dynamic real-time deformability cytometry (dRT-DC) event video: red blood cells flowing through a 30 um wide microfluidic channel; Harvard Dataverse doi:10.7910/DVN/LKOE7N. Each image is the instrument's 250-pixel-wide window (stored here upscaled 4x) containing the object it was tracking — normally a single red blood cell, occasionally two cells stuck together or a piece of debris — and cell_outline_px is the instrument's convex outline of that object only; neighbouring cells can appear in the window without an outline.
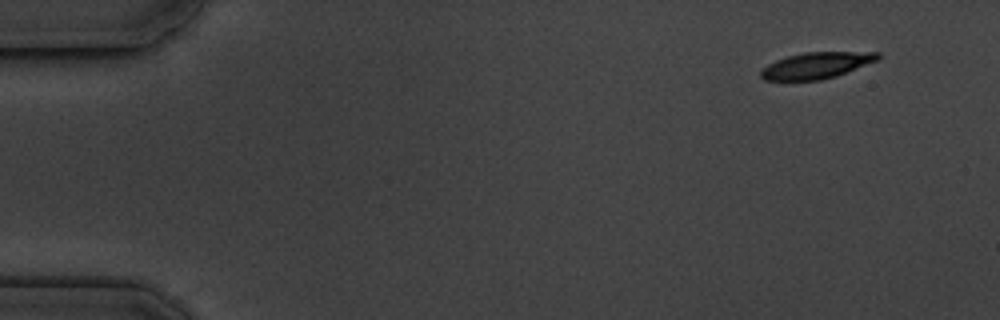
{"species": "common noctule bat (a hibernating species)", "species_latin": "Nyctalus noctula", "temperature_condition": "cold", "stored_images_in_passage": 5, "camera_frame_rate_fps": 3000, "um_per_image_px": 0.085, "animal": {"sex": "male", "body_mass_g": 19.5, "forearm_length_mm": 54.6}, "frame": {"image": 1, "passage_image": 1, "time_ms": 0.0, "image_size_px": [1000, 320], "cell_outline_px": [[880, 60], [836, 76], [820, 80], [764, 80], [760, 76], [760, 72], [768, 64], [776, 60], [788, 56], [804, 52], [880, 52]], "centroid_in_image_um": [69.43, 5.55], "position_along_channel_um": 15.6, "area_um2": 17.92}}
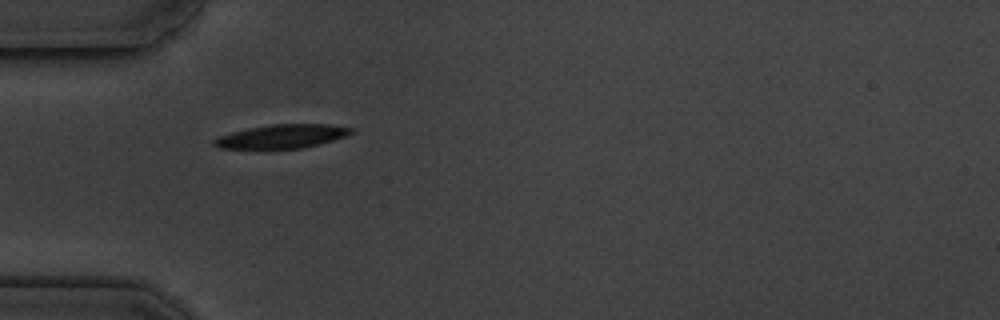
{"frame": {"image": 2, "passage_image": 4, "time_ms": 4.333, "image_size_px": [1000, 320], "cell_outline_px": [[356, 132], [332, 140], [304, 148], [220, 148], [212, 144], [212, 140], [220, 136], [232, 132], [248, 128], [272, 124], [328, 124], [356, 128]], "centroid_in_image_um": [24.01, 11.58], "position_along_channel_um": 61.0, "area_um2": 18.84}}